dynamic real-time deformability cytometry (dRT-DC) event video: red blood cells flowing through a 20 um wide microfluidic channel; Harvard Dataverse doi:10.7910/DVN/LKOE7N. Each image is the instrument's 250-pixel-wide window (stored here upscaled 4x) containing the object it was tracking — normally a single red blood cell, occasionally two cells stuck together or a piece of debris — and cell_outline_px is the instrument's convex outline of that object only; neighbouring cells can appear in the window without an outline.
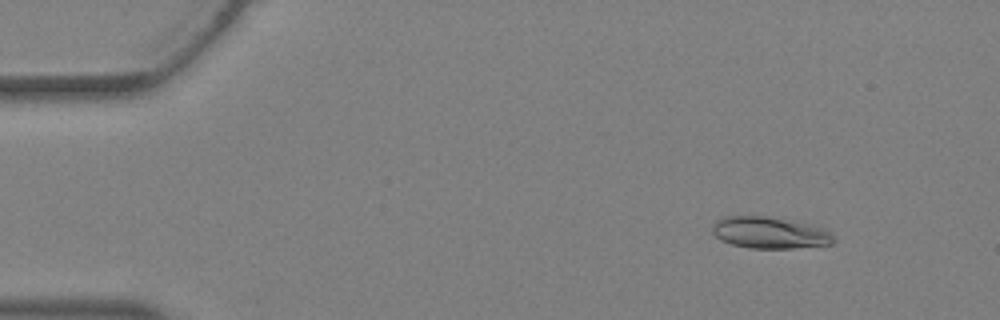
{"species": "Egyptian fruit bat (a non-hibernating species)", "species_latin": "Rousettus aegyptiacus", "temperature_condition": "warm", "stored_images_in_passage": 36, "camera_frame_rate_fps": 3000, "um_per_image_px": 0.085, "animal": {"sex": "female"}, "frame": {"image": 1, "passage_image": 3, "time_ms": 0.667, "image_size_px": [1000, 320], "cell_outline_px": [[836, 240], [832, 244], [792, 248], [748, 248], [732, 244], [720, 240], [712, 232], [712, 224], [716, 220], [724, 216], [764, 216], [820, 224]], "centroid_in_image_um": [65.45, 19.76], "position_along_channel_um": 19.6, "area_um2": 22.72}}
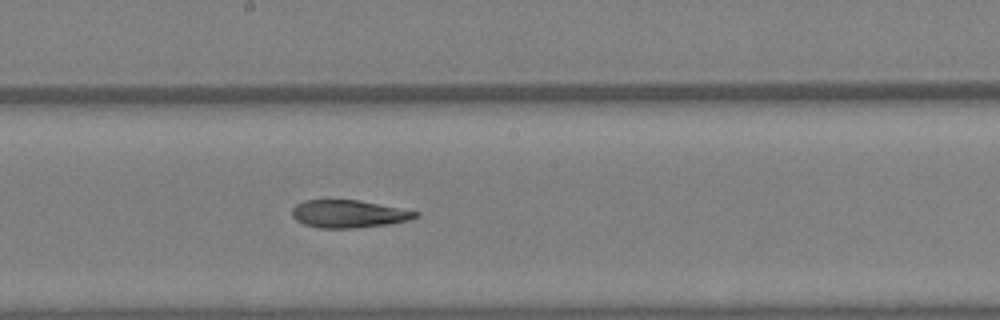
{"frame": {"image": 2, "passage_image": 19, "time_ms": 6.0, "image_size_px": [1000, 320], "cell_outline_px": [[420, 212], [416, 216], [408, 220], [388, 224], [356, 228], [320, 228], [304, 224], [296, 220], [292, 216], [292, 208], [296, 204], [304, 200], [360, 200]], "centroid_in_image_um": [29.6, 18.18], "position_along_channel_um": 218.6, "area_um2": 19.83}}
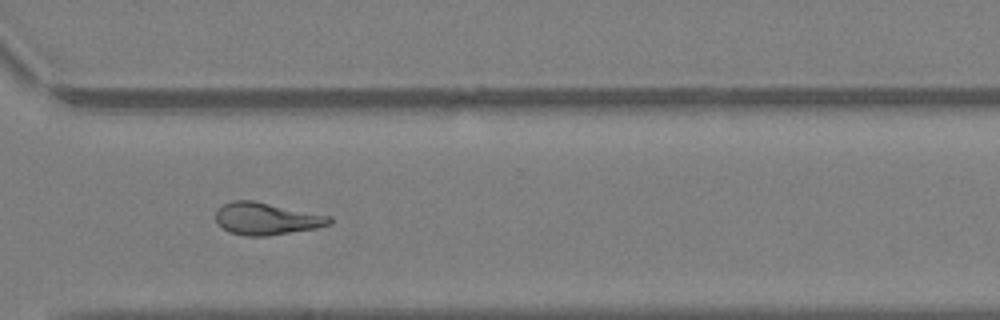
{"frame": {"image": 3, "passage_image": 26, "time_ms": 8.333, "image_size_px": [1000, 320], "cell_outline_px": [[332, 224], [316, 228], [268, 236], [244, 236], [228, 232], [216, 220], [216, 212], [224, 204], [232, 200], [252, 200], [332, 216]], "centroid_in_image_um": [22.68, 18.59], "position_along_channel_um": 347.9, "area_um2": 21.33}}